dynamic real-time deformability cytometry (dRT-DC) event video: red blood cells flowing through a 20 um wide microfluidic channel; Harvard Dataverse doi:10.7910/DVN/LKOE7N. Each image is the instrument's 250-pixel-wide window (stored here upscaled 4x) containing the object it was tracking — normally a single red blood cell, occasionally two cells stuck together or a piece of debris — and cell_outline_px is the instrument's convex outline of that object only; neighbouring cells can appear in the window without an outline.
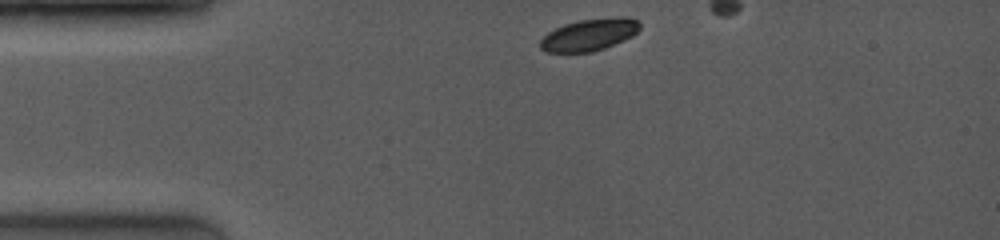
{"species": "common noctule bat (a hibernating species)", "species_latin": "Nyctalus noctula", "temperature_condition": "room temperature", "stored_images_in_passage": 9, "camera_frame_rate_fps": 4000, "um_per_image_px": 0.085, "animal": {"sex": "female", "body_mass_g": 19.0, "forearm_length_mm": 53.3}, "frame": {"image": 1, "passage_image": 1, "time_ms": 0.0, "image_size_px": [1000, 240], "cell_outline_px": [[640, 28], [632, 36], [624, 40], [604, 48], [592, 52], [544, 52], [540, 48], [540, 40], [548, 32], [564, 24], [580, 20], [620, 16], [628, 16], [636, 20], [640, 24]], "centroid_in_image_um": [50.09, 2.95], "position_along_channel_um": 34.9, "area_um2": 18.55}}